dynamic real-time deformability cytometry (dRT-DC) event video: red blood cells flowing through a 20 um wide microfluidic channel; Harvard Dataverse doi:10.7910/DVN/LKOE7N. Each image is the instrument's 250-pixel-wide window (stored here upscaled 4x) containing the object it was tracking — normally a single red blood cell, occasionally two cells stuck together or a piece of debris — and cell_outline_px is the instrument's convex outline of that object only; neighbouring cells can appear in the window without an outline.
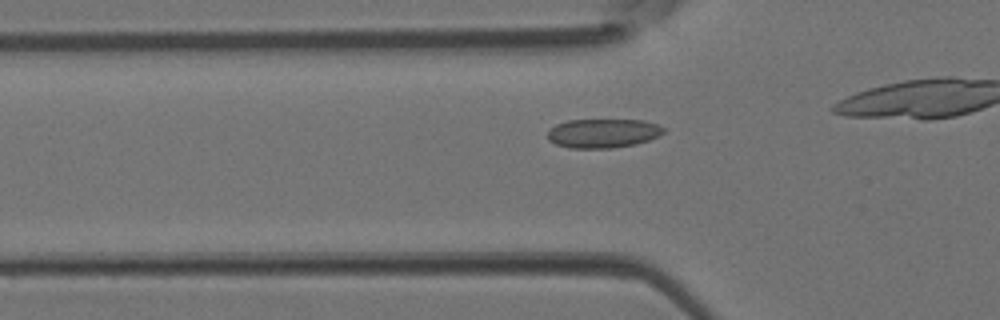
{"species": "Egyptian fruit bat (a non-hibernating species)", "species_latin": "Rousettus aegyptiacus", "temperature_condition": "room temperature", "stored_images_in_passage": 8, "camera_frame_rate_fps": 3000, "um_per_image_px": 0.085, "animal": {"sex": "female"}, "frame": {"image": 1, "passage_image": 3, "time_ms": 0.667, "image_size_px": [1000, 320], "cell_outline_px": [[664, 132], [648, 140], [636, 144], [612, 148], [572, 148], [556, 144], [548, 140], [548, 132], [556, 124], [568, 120], [644, 120], [656, 124], [664, 128]], "centroid_in_image_um": [51.24, 11.32], "position_along_channel_um": 74.6, "area_um2": 19.48}}
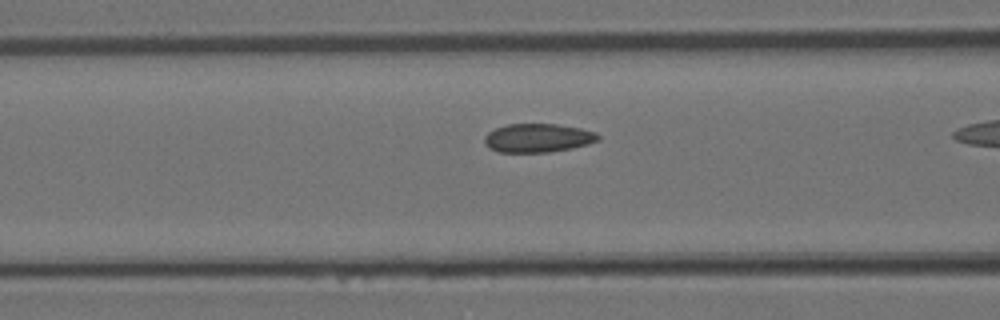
{"frame": {"image": 2, "passage_image": 6, "time_ms": 1.667, "image_size_px": [1000, 320], "cell_outline_px": [[600, 140], [588, 144], [572, 148], [548, 152], [496, 152], [488, 148], [484, 144], [484, 136], [488, 132], [496, 128], [508, 124], [556, 124], [580, 128], [596, 132], [600, 136]], "centroid_in_image_um": [45.7, 11.73], "position_along_channel_um": 120.9, "area_um2": 19.13}}